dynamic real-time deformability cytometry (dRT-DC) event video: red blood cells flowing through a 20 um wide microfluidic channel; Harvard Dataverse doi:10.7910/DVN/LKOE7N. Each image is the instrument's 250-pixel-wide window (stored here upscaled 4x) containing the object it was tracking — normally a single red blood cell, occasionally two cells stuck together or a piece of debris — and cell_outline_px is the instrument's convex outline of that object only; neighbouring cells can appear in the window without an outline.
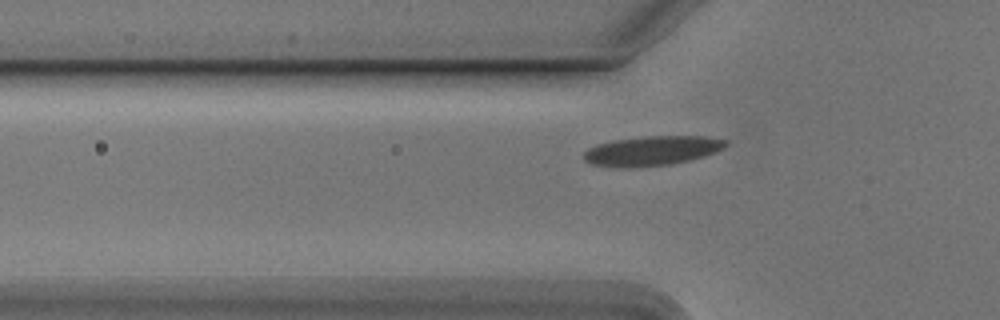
{"species": "Egyptian fruit bat (a non-hibernating species)", "species_latin": "Rousettus aegyptiacus", "temperature_condition": "cold", "stored_images_in_passage": 38, "camera_frame_rate_fps": 3000, "um_per_image_px": 0.085, "animal": {"sex": "male"}, "frame": {"image": 1, "passage_image": 10, "time_ms": 3.0, "image_size_px": [1000, 320], "cell_outline_px": [[728, 144], [724, 148], [716, 152], [704, 156], [672, 164], [632, 168], [616, 168], [592, 164], [584, 160], [584, 152], [588, 148], [596, 144], [612, 140], [644, 136], [708, 136], [728, 140]], "centroid_in_image_um": [55.41, 12.81], "position_along_channel_um": 70.4, "area_um2": 24.85}}
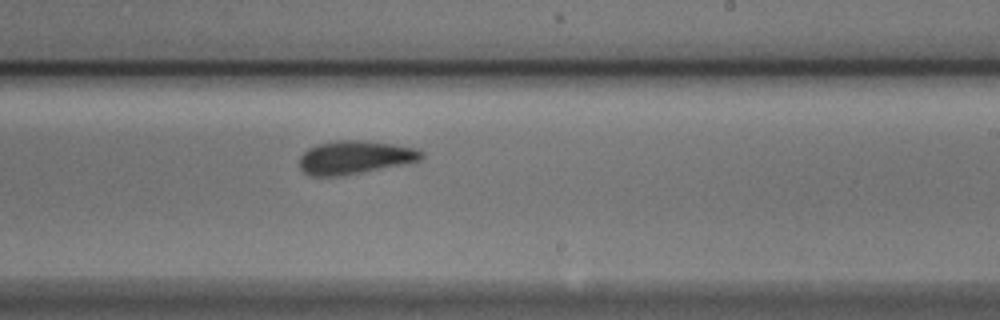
{"frame": {"image": 2, "passage_image": 25, "time_ms": 8.0, "image_size_px": [1000, 320], "cell_outline_px": [[424, 156], [420, 160], [344, 176], [308, 176], [300, 168], [300, 156], [308, 148], [316, 144], [336, 140], [364, 140], [392, 144], [416, 148], [424, 152]], "centroid_in_image_um": [30.13, 13.37], "position_along_channel_um": 258.9, "area_um2": 23.76}}
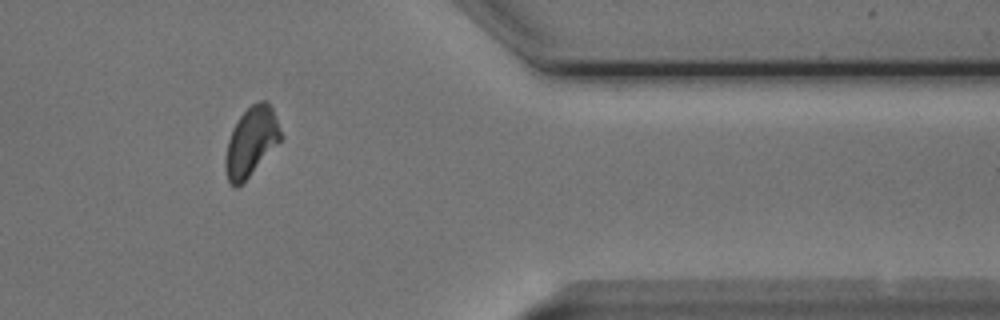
{"frame": {"image": 3, "passage_image": 37, "time_ms": 12.0, "image_size_px": [1000, 320], "cell_outline_px": [[280, 140], [248, 176], [236, 188], [232, 188], [228, 180], [224, 164], [224, 160], [228, 140], [232, 128], [240, 116], [252, 104], [260, 100], [264, 100], [272, 108], [280, 132]], "centroid_in_image_um": [21.29, 12.04], "position_along_channel_um": 390.1, "area_um2": 21.5}}